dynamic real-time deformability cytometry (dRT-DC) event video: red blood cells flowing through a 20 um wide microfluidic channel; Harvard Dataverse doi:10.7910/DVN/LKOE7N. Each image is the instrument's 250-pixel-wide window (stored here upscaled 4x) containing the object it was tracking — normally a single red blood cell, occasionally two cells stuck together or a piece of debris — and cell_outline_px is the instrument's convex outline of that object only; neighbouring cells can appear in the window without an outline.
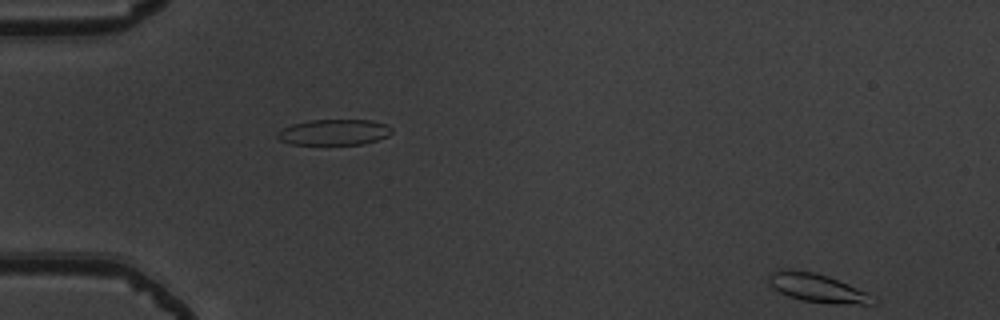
{"species": "common noctule bat (a hibernating species)", "species_latin": "Nyctalus noctula", "temperature_condition": "warm", "stored_images_in_passage": 17, "segment_of_instrument_passage": [2, 2], "camera_frame_rate_fps": 3000, "um_per_image_px": 0.085, "animal": {"sex": "male", "body_mass_g": 19.5, "forearm_length_mm": 54.6}, "frame": {"image": 1, "passage_image": 17, "time_ms": 5.333, "image_size_px": [1000, 320], "cell_outline_px": [[876, 304], [832, 304], [800, 300], [788, 296], [780, 292], [768, 280], [768, 276], [772, 272], [784, 268], [812, 272], [828, 276], [856, 288], [864, 292], [876, 300]], "centroid_in_image_um": [69.45, 24.48], "position_along_channel_um": 15.6, "area_um2": 16.99}}